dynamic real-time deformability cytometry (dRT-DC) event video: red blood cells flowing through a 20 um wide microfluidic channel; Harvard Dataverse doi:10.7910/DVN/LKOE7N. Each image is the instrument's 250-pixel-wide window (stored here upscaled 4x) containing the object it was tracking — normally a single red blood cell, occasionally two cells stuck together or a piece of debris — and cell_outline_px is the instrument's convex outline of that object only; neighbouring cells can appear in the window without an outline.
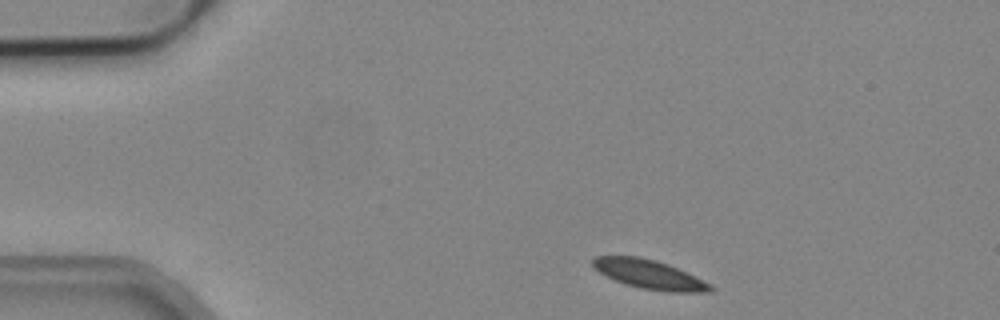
{"species": "common noctule bat (a hibernating species)", "species_latin": "Nyctalus noctula", "temperature_condition": "cold", "stored_images_in_passage": 2, "camera_frame_rate_fps": 3000, "um_per_image_px": 0.085, "animal": {"sex": "male", "body_mass_g": 19.2, "forearm_length_mm": 51.8}, "frame": {"image": 1, "passage_image": 1, "time_ms": 0.0, "image_size_px": [1000, 320], "cell_outline_px": [[716, 288], [712, 292], [668, 292], [640, 288], [624, 284], [592, 268], [592, 260], [596, 256], [640, 256], [656, 260], [668, 264], [696, 276], [712, 284]], "centroid_in_image_um": [55.24, 23.33], "position_along_channel_um": 29.8, "area_um2": 20.11}}